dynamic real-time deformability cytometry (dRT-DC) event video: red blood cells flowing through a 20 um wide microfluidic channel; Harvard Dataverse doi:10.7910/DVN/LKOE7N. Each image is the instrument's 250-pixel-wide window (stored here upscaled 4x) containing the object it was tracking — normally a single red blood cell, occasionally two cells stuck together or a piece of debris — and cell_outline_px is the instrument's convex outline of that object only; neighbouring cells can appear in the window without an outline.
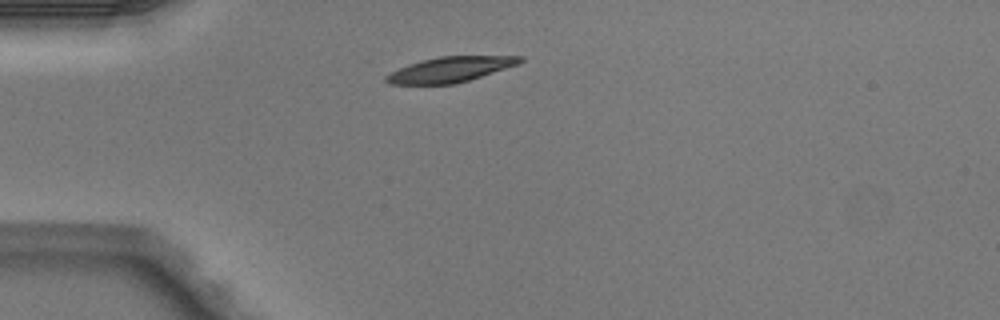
{"species": "Egyptian fruit bat (a non-hibernating species)", "species_latin": "Rousettus aegyptiacus", "temperature_condition": "warm", "stored_images_in_passage": 4, "camera_frame_rate_fps": 3000, "um_per_image_px": 0.085, "animal": {"sex": "male"}, "frame": {"image": 1, "passage_image": 4, "time_ms": 1.0, "image_size_px": [1000, 320], "cell_outline_px": [[524, 60], [520, 64], [468, 80], [452, 84], [388, 84], [384, 80], [384, 76], [400, 68], [424, 60], [440, 56], [524, 56]], "centroid_in_image_um": [38.31, 5.9], "position_along_channel_um": 46.7, "area_um2": 19.42}}